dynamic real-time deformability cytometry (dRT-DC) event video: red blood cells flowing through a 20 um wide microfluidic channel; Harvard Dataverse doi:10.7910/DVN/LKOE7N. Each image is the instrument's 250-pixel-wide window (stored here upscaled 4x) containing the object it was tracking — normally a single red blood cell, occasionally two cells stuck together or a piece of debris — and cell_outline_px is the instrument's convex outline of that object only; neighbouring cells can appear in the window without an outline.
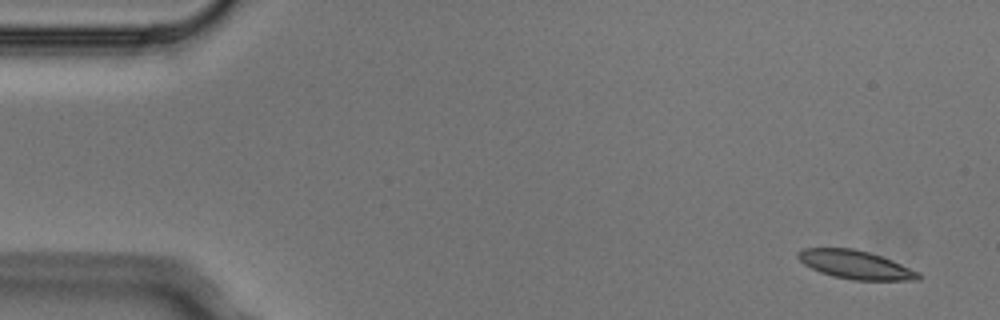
{"species": "Egyptian fruit bat (a non-hibernating species)", "species_latin": "Rousettus aegyptiacus", "temperature_condition": "cold", "stored_images_in_passage": 5, "segment_of_instrument_passage": [1, 2], "camera_frame_rate_fps": 3000, "um_per_image_px": 0.085, "animal": {"sex": "male"}, "frame": {"image": 1, "passage_image": 1, "time_ms": 0.0, "image_size_px": [1000, 320], "cell_outline_px": [[920, 280], [852, 280], [820, 272], [804, 264], [796, 256], [796, 252], [804, 248], [852, 248], [868, 252], [892, 260], [920, 272]], "centroid_in_image_um": [72.71, 22.5], "position_along_channel_um": 12.3, "area_um2": 19.83}}
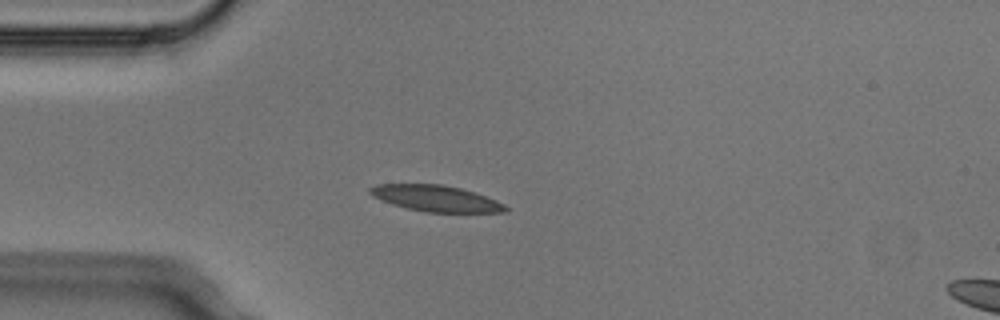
{"frame": {"image": 2, "passage_image": 4, "time_ms": 1.0, "image_size_px": [1000, 320], "cell_outline_px": [[508, 212], [424, 212], [392, 204], [372, 196], [368, 192], [368, 188], [376, 184], [444, 184], [476, 192], [496, 200], [504, 204], [508, 208]], "centroid_in_image_um": [37.05, 16.85], "position_along_channel_um": 47.9, "area_um2": 20.69}}